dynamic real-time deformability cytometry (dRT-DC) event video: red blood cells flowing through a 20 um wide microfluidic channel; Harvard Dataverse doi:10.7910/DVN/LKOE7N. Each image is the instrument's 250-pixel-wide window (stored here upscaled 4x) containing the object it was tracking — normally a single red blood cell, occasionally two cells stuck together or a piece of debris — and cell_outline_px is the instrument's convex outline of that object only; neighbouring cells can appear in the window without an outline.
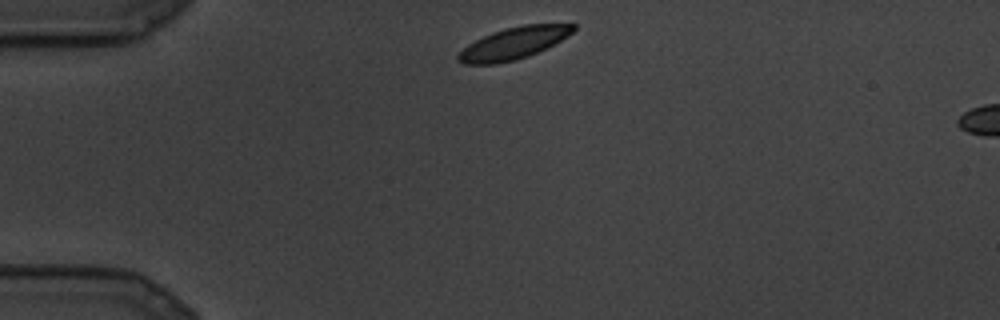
{"species": "common noctule bat (a hibernating species)", "species_latin": "Nyctalus noctula", "temperature_condition": "cold", "stored_images_in_passage": 5, "camera_frame_rate_fps": 3000, "um_per_image_px": 0.085, "animal": {"sex": "male", "body_mass_g": 19.5, "forearm_length_mm": 54.6}, "frame": {"image": 1, "passage_image": 1, "time_ms": 0.0, "image_size_px": [1000, 320], "cell_outline_px": [[576, 28], [568, 36], [528, 56], [516, 60], [496, 64], [464, 64], [456, 60], [456, 56], [468, 44], [492, 32], [524, 24], [576, 24]], "centroid_in_image_um": [43.63, 3.68], "position_along_channel_um": 41.4, "area_um2": 21.1}}
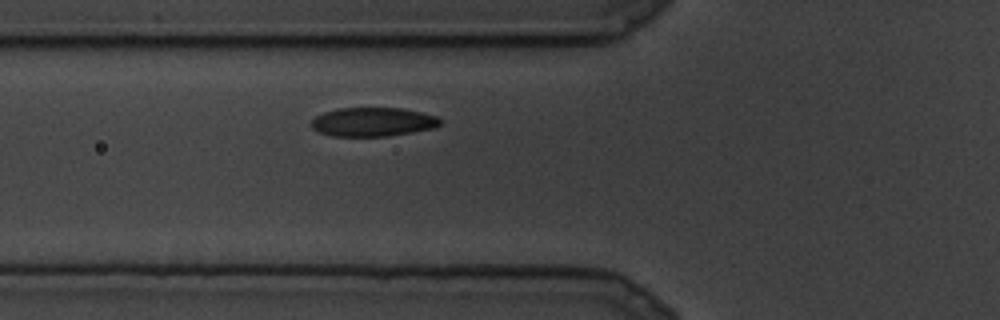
{"frame": {"image": 2, "passage_image": 5, "time_ms": 1.333, "image_size_px": [1000, 320], "cell_outline_px": [[444, 120], [436, 128], [388, 136], [332, 136], [320, 132], [312, 128], [312, 120], [316, 116], [324, 112], [340, 108], [400, 108], [420, 112], [436, 116]], "centroid_in_image_um": [31.73, 10.36], "position_along_channel_um": 94.1, "area_um2": 21.68}}